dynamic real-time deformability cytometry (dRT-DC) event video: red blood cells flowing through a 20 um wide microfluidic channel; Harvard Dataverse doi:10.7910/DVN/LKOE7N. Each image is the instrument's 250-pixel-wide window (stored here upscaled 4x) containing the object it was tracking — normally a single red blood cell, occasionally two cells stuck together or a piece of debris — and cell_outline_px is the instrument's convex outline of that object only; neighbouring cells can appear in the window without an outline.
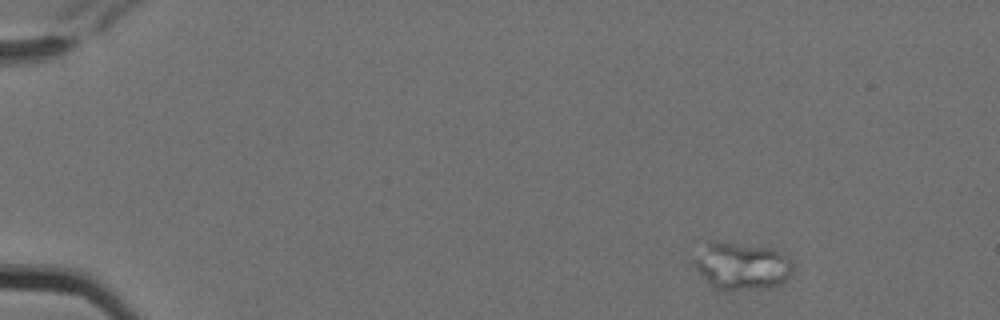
{"species": "Egyptian fruit bat (a non-hibernating species)", "species_latin": "Rousettus aegyptiacus", "temperature_condition": "cold", "stored_images_in_passage": 6, "camera_frame_rate_fps": 3000, "um_per_image_px": 0.085, "animal": {"sex": "female"}, "frame": {"image": 1, "passage_image": 1, "time_ms": 0.0, "image_size_px": [1000, 320], "cell_outline_px": [[792, 268], [788, 276], [780, 284], [760, 288], [716, 288], [692, 264], [692, 260], [704, 240], [716, 240], [776, 248], [788, 256], [792, 260]], "centroid_in_image_um": [63.02, 22.51], "position_along_channel_um": 22.0, "area_um2": 27.22}}